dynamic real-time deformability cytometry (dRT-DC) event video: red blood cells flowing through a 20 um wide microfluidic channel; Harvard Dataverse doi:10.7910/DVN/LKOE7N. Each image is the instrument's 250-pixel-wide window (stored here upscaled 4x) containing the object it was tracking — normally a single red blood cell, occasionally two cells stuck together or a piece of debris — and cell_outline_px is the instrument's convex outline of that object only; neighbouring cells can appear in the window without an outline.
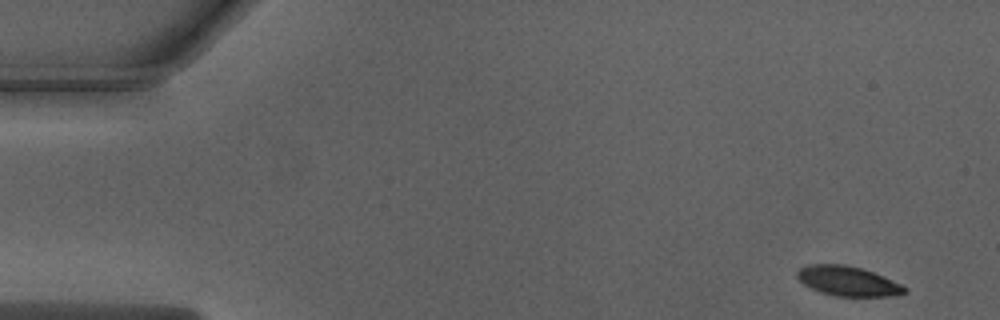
{"species": "Egyptian fruit bat (a non-hibernating species)", "species_latin": "Rousettus aegyptiacus", "temperature_condition": "warm", "stored_images_in_passage": 50, "camera_frame_rate_fps": 3000, "um_per_image_px": 0.085, "animal": {"sex": "male"}, "frame": {"image": 1, "passage_image": 1, "time_ms": 0.0, "image_size_px": [1000, 320], "cell_outline_px": [[908, 292], [892, 296], [836, 296], [820, 292], [804, 284], [796, 276], [796, 272], [800, 268], [808, 264], [844, 264], [860, 268], [872, 272], [900, 284], [908, 288]], "centroid_in_image_um": [72.05, 23.89], "position_along_channel_um": 13.0, "area_um2": 18.44}}
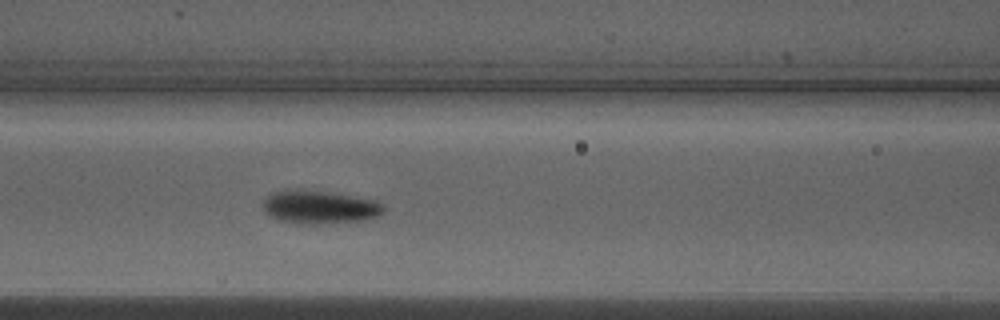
{"frame": {"image": 2, "passage_image": 20, "time_ms": 6.333, "image_size_px": [1000, 320], "cell_outline_px": [[384, 212], [380, 216], [360, 220], [320, 224], [304, 224], [280, 220], [264, 212], [264, 200], [272, 192], [284, 188], [328, 192], [376, 200], [384, 204]], "centroid_in_image_um": [27.17, 17.59], "position_along_channel_um": 139.4, "area_um2": 23.35}}
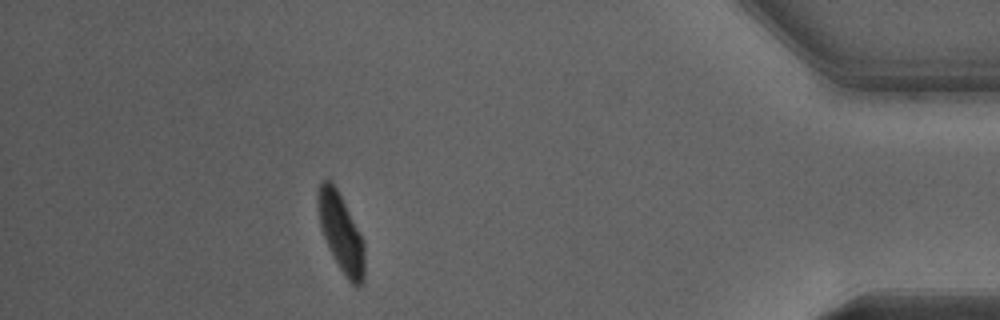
{"frame": {"image": 3, "passage_image": 44, "time_ms": 14.333, "image_size_px": [1000, 320], "cell_outline_px": [[364, 280], [356, 288], [348, 280], [340, 268], [324, 236], [320, 224], [316, 204], [320, 180], [328, 176], [332, 180], [364, 240]], "centroid_in_image_um": [28.98, 19.72], "position_along_channel_um": 406.2, "area_um2": 21.1}, "authors_computed_cell_mechanics": {"area_um2": 21.2126, "velocity_mm_per_s": 3.9892, "shape_relaxation_time_tau1_ms": 2.1367, "shape_relaxation_time_tau2_ms": 1.0758, "deformation_change_tau1": 0.1408, "deformation_change_tau2": 0.0574}}